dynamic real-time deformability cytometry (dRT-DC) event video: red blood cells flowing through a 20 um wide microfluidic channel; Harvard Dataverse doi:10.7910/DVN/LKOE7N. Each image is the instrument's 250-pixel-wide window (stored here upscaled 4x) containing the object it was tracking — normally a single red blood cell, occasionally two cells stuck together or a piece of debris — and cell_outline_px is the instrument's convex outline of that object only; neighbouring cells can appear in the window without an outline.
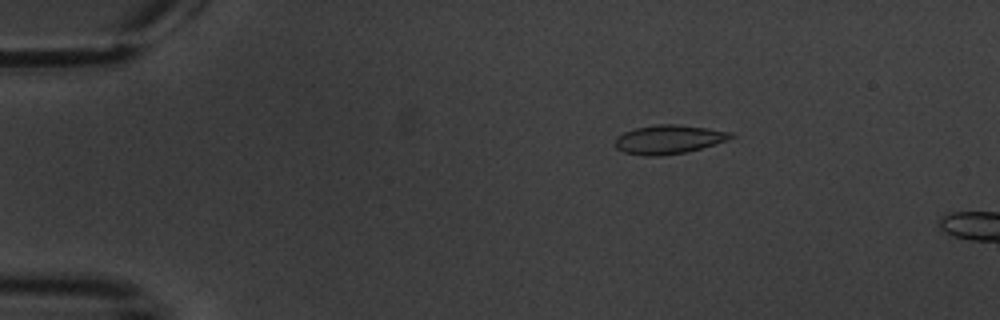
{"species": "common noctule bat (a hibernating species)", "species_latin": "Nyctalus noctula", "temperature_condition": "warm", "stored_images_in_passage": 6, "camera_frame_rate_fps": 3000, "um_per_image_px": 0.085, "animal": {"sex": "male", "body_mass_g": 20.1, "forearm_length_mm": 53.5}, "frame": {"image": 1, "passage_image": 4, "time_ms": 3.333, "image_size_px": [1000, 320], "cell_outline_px": [[736, 136], [728, 140], [700, 148], [684, 152], [660, 156], [644, 156], [624, 152], [616, 148], [616, 136], [624, 132], [636, 128], [656, 124], [676, 124], [708, 128], [732, 132]], "centroid_in_image_um": [56.84, 11.84], "position_along_channel_um": 28.2, "area_um2": 19.42}}